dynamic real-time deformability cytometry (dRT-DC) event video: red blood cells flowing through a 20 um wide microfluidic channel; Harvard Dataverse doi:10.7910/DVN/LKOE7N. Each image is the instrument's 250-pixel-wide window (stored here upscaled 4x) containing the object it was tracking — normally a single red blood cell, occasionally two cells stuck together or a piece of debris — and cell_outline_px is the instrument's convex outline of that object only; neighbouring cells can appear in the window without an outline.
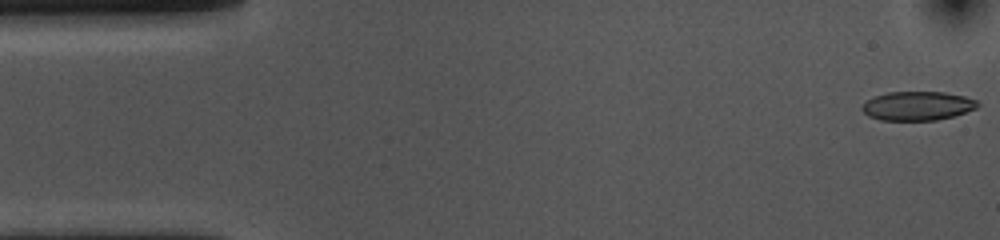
{"species": "common noctule bat (a hibernating species)", "species_latin": "Nyctalus noctula", "temperature_condition": "cold", "stored_images_in_passage": 10, "camera_frame_rate_fps": 3000, "um_per_image_px": 0.085, "animal": {"sex": "female", "body_mass_g": 10.0, "forearm_length_mm": 53.1}, "frame": {"image": 1, "passage_image": 1, "time_ms": 0.0, "image_size_px": [1000, 240], "cell_outline_px": [[980, 104], [976, 108], [952, 116], [936, 120], [880, 120], [868, 116], [860, 108], [864, 100], [888, 92], [944, 92], [964, 96], [976, 100]], "centroid_in_image_um": [77.94, 9.0], "position_along_channel_um": 7.1, "area_um2": 19.48}}